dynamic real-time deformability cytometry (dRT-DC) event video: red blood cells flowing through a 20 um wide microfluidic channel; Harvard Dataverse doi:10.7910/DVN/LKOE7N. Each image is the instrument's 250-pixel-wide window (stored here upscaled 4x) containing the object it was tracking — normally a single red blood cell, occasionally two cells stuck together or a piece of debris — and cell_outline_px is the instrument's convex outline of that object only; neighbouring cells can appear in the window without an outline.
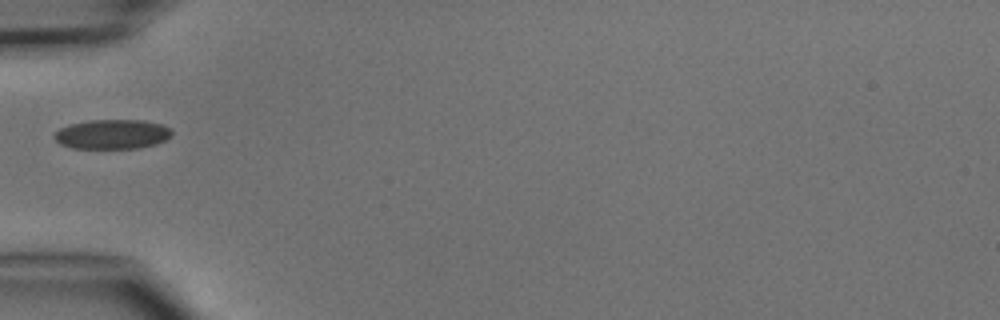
{"species": "common noctule bat (a hibernating species)", "species_latin": "Nyctalus noctula", "temperature_condition": "cold", "stored_images_in_passage": 1, "camera_frame_rate_fps": 3000, "um_per_image_px": 0.085, "animal": {"sex": "male", "body_mass_g": 15.6}, "frame": {"image": 1, "passage_image": 1, "time_ms": 0.0, "image_size_px": [1000, 320], "cell_outline_px": [[172, 132], [164, 140], [156, 144], [140, 148], [72, 148], [60, 144], [52, 136], [60, 128], [68, 124], [88, 120], [140, 120], [160, 124], [172, 128]], "centroid_in_image_um": [9.5, 11.4], "position_along_channel_um": 75.5, "area_um2": 20.23}}